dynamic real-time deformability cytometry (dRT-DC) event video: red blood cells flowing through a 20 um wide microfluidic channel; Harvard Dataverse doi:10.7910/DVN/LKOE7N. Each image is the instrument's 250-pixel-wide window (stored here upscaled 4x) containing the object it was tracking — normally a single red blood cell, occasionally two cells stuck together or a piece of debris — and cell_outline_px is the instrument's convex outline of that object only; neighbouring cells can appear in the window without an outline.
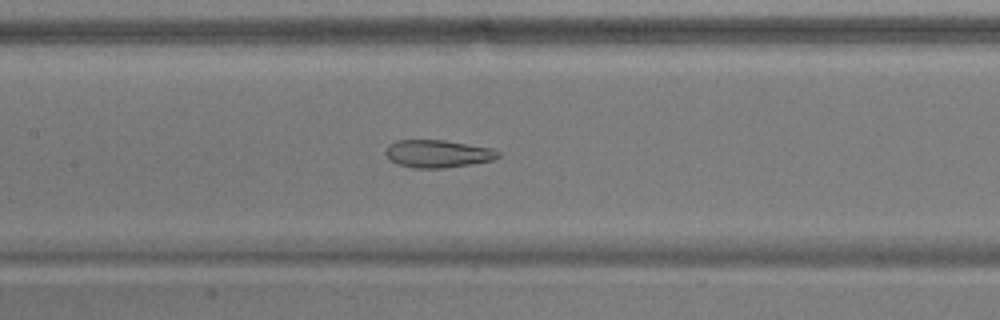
{"species": "common noctule bat (a hibernating species)", "species_latin": "Nyctalus noctula", "temperature_condition": "warm", "stored_images_in_passage": 53, "camera_frame_rate_fps": 3000, "um_per_image_px": 0.085, "animal": {"sex": "male", "body_mass_g": 17.9}, "frame": {"image": 1, "passage_image": 25, "time_ms": 8.0, "image_size_px": [1000, 320], "cell_outline_px": [[500, 156], [492, 160], [444, 168], [416, 168], [396, 164], [388, 160], [384, 152], [388, 144], [396, 140], [444, 140], [492, 148], [500, 152]], "centroid_in_image_um": [37.15, 13.06], "position_along_channel_um": 170.2, "area_um2": 18.21}}
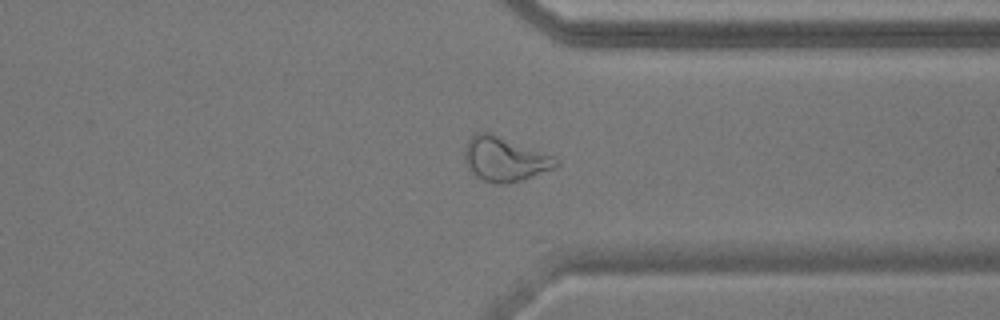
{"frame": {"image": 2, "passage_image": 41, "time_ms": 13.333, "image_size_px": [1000, 320], "cell_outline_px": [[560, 164], [556, 168], [508, 184], [496, 184], [484, 180], [476, 176], [468, 168], [464, 160], [464, 148], [468, 136], [476, 132], [492, 132], [552, 156], [560, 160]], "centroid_in_image_um": [42.87, 13.5], "position_along_channel_um": 368.5, "area_um2": 23.87}}
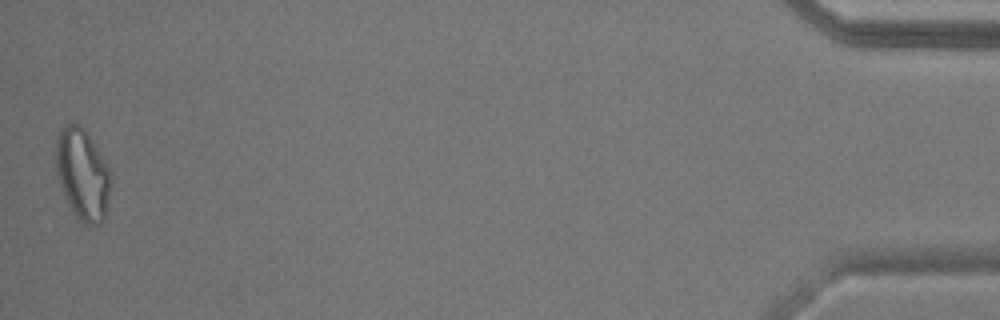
{"frame": {"image": 3, "passage_image": 53, "time_ms": 17.333, "image_size_px": [1000, 320], "cell_outline_px": [[112, 180], [104, 220], [100, 224], [84, 224], [76, 216], [64, 196], [56, 172], [56, 136], [60, 128], [68, 124], [76, 124], [84, 128], [92, 140], [112, 172]], "centroid_in_image_um": [7.03, 14.81], "position_along_channel_um": 428.2, "area_um2": 29.25}, "authors_computed_cell_mechanics": {"area_um2": 24.2182, "velocity_mm_per_s": 3.7448, "shape_relaxation_time_tau1_ms": null, "shape_relaxation_time_tau2_ms": 1.5448, "deformation_change_tau1": null, "deformation_change_tau2": 0.0952}}